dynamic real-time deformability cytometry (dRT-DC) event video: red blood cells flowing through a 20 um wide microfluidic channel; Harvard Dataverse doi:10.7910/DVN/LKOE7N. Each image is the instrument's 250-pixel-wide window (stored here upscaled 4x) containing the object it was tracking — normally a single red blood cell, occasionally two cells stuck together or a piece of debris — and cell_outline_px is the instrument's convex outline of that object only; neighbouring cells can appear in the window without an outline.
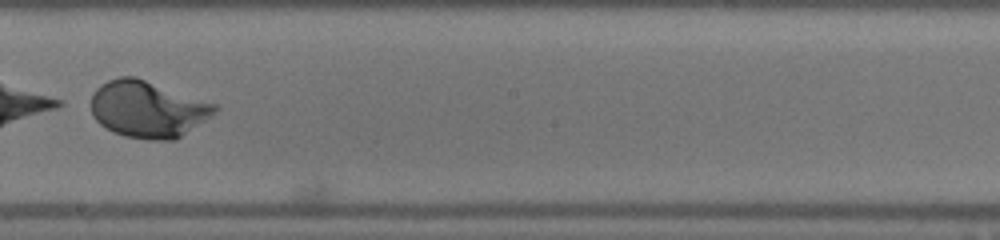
{"species": "human", "species_latin": "Homo sapiens", "temperature_condition": "warm", "stored_images_in_passage": 49, "camera_frame_rate_fps": 3000, "um_per_image_px": 0.085, "donor": {"sex": "male"}, "frame": {"image": 1, "passage_image": 29, "time_ms": 9.333, "image_size_px": [1000, 240], "cell_outline_px": [[220, 108], [216, 112], [176, 140], [148, 140], [124, 136], [112, 132], [100, 124], [92, 116], [92, 92], [100, 84], [108, 80], [120, 76], [136, 76], [216, 104]], "centroid_in_image_um": [12.54, 9.28], "position_along_channel_um": 235.7, "area_um2": 41.04}}
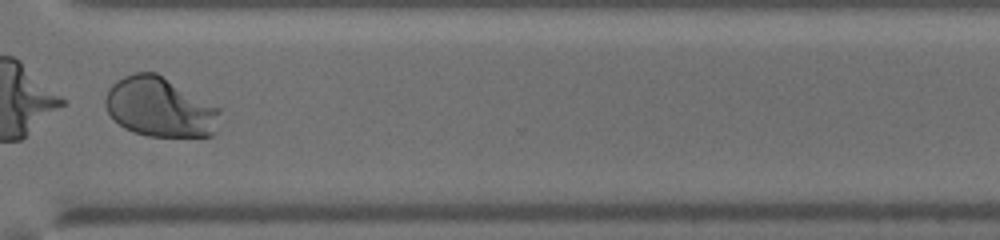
{"frame": {"image": 2, "passage_image": 38, "time_ms": 12.333, "image_size_px": [1000, 240], "cell_outline_px": [[220, 112], [212, 136], [148, 136], [132, 132], [124, 128], [108, 112], [104, 104], [104, 100], [108, 88], [116, 80], [124, 76], [136, 72], [156, 72], [220, 108]], "centroid_in_image_um": [13.55, 9.1], "position_along_channel_um": 357.0, "area_um2": 39.54}}